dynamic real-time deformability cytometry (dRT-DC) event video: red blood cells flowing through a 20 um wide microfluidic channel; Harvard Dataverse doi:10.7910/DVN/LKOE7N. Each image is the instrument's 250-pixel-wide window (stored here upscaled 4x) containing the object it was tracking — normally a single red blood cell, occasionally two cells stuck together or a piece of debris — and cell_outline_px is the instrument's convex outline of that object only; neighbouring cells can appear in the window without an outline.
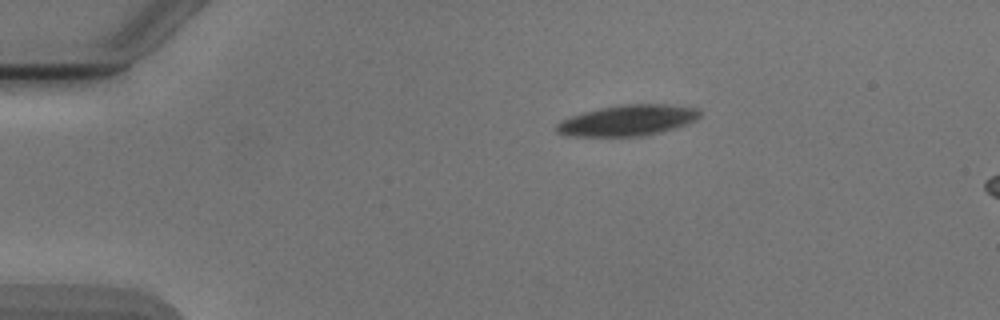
{"species": "Egyptian fruit bat (a non-hibernating species)", "species_latin": "Rousettus aegyptiacus", "temperature_condition": "cold", "stored_images_in_passage": 3, "camera_frame_rate_fps": 3000, "um_per_image_px": 0.085, "animal": {"sex": "male"}, "frame": {"image": 1, "passage_image": 1, "time_ms": 0.0, "image_size_px": [1000, 320], "cell_outline_px": [[700, 116], [696, 120], [676, 128], [660, 132], [640, 136], [568, 136], [556, 132], [556, 124], [560, 120], [584, 112], [600, 108], [624, 104], [664, 104], [700, 108]], "centroid_in_image_um": [53.36, 10.23], "position_along_channel_um": 31.6, "area_um2": 25.72}}
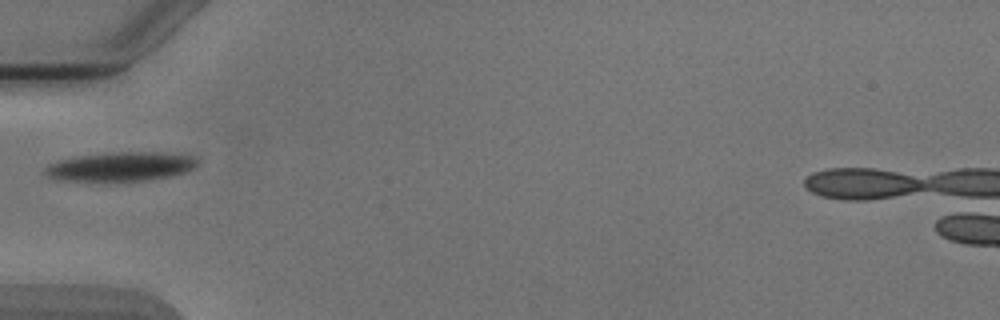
{"frame": {"image": 2, "passage_image": 3, "time_ms": 2.667, "image_size_px": [1000, 320], "cell_outline_px": [[200, 160], [196, 168], [172, 176], [148, 180], [56, 180], [44, 176], [44, 168], [48, 164], [60, 160], [76, 156], [112, 152], [160, 152], [196, 156]], "centroid_in_image_um": [10.29, 14.14], "position_along_channel_um": 74.7, "area_um2": 26.01}}